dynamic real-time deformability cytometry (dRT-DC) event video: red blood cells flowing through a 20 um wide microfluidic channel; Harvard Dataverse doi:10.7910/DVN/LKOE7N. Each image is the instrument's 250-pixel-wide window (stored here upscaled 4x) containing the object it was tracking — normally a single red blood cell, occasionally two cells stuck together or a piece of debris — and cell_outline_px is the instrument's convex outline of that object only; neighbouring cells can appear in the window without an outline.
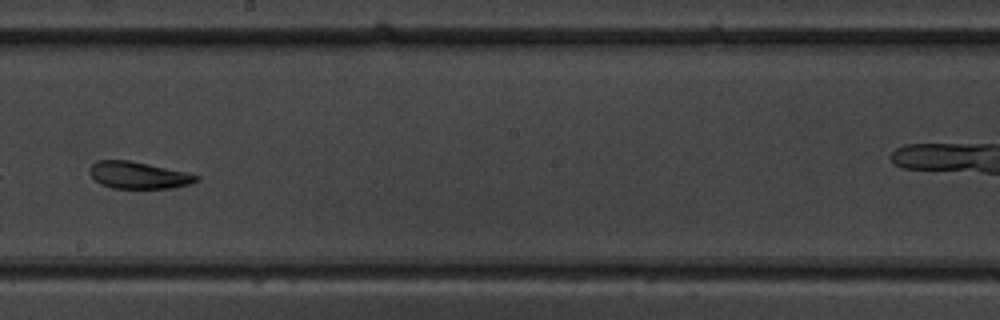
{"species": "common noctule bat (a hibernating species)", "species_latin": "Nyctalus noctula", "temperature_condition": "warm", "stored_images_in_passage": 8, "segment_of_instrument_passage": [1, 2], "camera_frame_rate_fps": 3000, "um_per_image_px": 0.085, "animal": {"sex": "male", "body_mass_g": 19.5, "forearm_length_mm": 54.6}, "frame": {"image": 1, "passage_image": 7, "time_ms": 7.0, "image_size_px": [1000, 320], "cell_outline_px": [[200, 180], [188, 184], [172, 188], [112, 188], [100, 184], [88, 172], [88, 168], [96, 160], [128, 160], [184, 172], [200, 176]], "centroid_in_image_um": [11.72, 14.89], "position_along_channel_um": 236.5, "area_um2": 16.59}}